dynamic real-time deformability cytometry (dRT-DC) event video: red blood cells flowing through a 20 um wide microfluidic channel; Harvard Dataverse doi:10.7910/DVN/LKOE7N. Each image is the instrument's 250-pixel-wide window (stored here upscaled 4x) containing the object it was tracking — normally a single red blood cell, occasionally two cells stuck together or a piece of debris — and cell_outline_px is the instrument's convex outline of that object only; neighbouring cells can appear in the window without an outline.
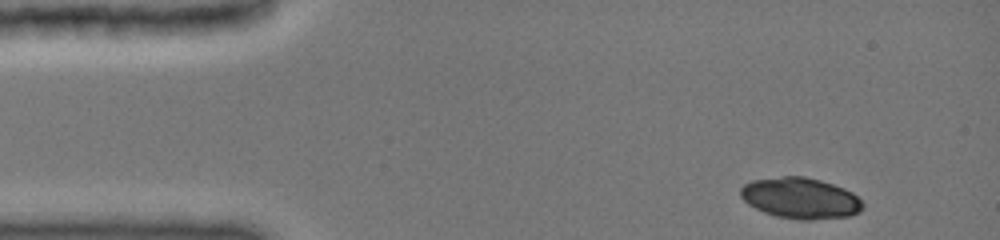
{"species": "common noctule bat (a hibernating species)", "species_latin": "Nyctalus noctula", "temperature_condition": "cold", "stored_images_in_passage": 4, "camera_frame_rate_fps": 3000, "um_per_image_px": 0.085, "animal": {"sex": "female", "body_mass_g": 19.0, "forearm_length_mm": 51.5}, "frame": {"image": 1, "passage_image": 1, "time_ms": 0.0, "image_size_px": [1000, 240], "cell_outline_px": [[864, 208], [860, 212], [848, 216], [812, 220], [800, 220], [776, 216], [764, 212], [748, 204], [740, 196], [740, 188], [744, 184], [752, 180], [784, 176], [804, 176], [820, 180], [844, 188], [852, 192], [864, 204]], "centroid_in_image_um": [68.04, 16.84], "position_along_channel_um": 17.0, "area_um2": 29.25}}
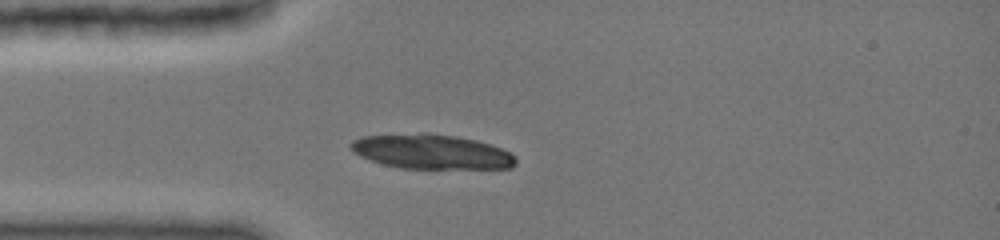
{"frame": {"image": 2, "passage_image": 4, "time_ms": 2.667, "image_size_px": [1000, 240], "cell_outline_px": [[516, 164], [512, 168], [400, 168], [384, 164], [360, 156], [348, 144], [352, 140], [360, 136], [420, 132], [424, 132], [456, 136], [476, 140], [492, 144], [516, 156]], "centroid_in_image_um": [36.68, 12.87], "position_along_channel_um": 48.3, "area_um2": 33.35}}